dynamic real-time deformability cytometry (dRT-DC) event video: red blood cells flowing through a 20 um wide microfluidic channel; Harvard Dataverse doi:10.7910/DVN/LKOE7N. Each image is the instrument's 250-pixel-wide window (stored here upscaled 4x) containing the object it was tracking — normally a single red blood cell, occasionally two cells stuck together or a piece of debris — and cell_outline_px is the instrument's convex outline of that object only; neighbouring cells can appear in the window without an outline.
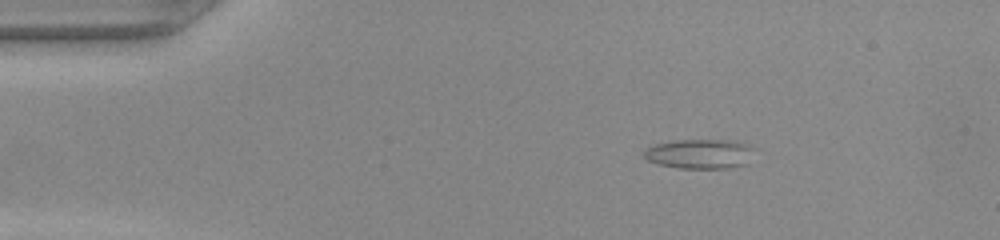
{"species": "common noctule bat (a hibernating species)", "species_latin": "Nyctalus noctula", "temperature_condition": "warm", "stored_images_in_passage": 43, "camera_frame_rate_fps": 3000, "um_per_image_px": 0.085, "animal": {"sex": "female", "body_mass_g": 22.0, "forearm_length_mm": 56.7}, "frame": {"image": 1, "passage_image": 1, "time_ms": 0.0, "image_size_px": [1000, 240], "cell_outline_px": [[756, 148], [748, 164], [728, 168], [680, 168], [656, 164], [648, 160], [644, 156], [644, 148], [656, 144], [676, 140], [736, 140], [748, 144]], "centroid_in_image_um": [59.53, 13.07], "position_along_channel_um": 25.5, "area_um2": 19.36}}
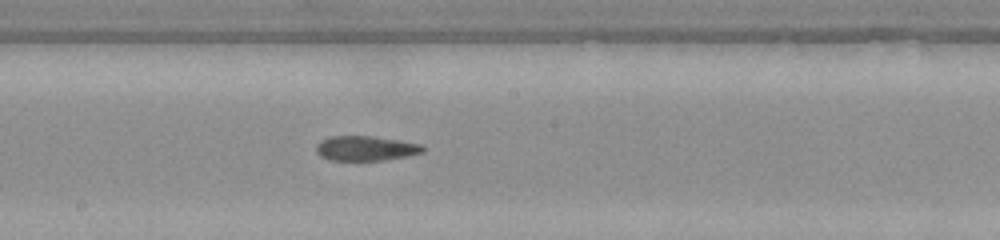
{"frame": {"image": 2, "passage_image": 20, "time_ms": 6.333, "image_size_px": [1000, 240], "cell_outline_px": [[424, 152], [408, 156], [384, 160], [328, 160], [320, 156], [316, 152], [316, 144], [320, 140], [332, 136], [372, 136], [400, 140], [420, 144], [424, 148]], "centroid_in_image_um": [31.06, 12.61], "position_along_channel_um": 217.1, "area_um2": 15.49}}
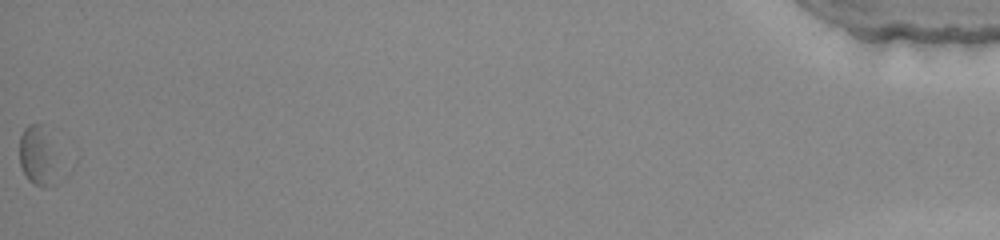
{"frame": {"image": 3, "passage_image": 43, "time_ms": 14.0, "image_size_px": [1000, 240], "cell_outline_px": [[68, 176], [64, 180], [48, 188], [44, 188], [32, 184], [28, 180], [20, 164], [20, 136], [24, 128], [28, 124], [40, 124]], "centroid_in_image_um": [3.38, 13.45], "position_along_channel_um": 431.8, "area_um2": 14.62}}